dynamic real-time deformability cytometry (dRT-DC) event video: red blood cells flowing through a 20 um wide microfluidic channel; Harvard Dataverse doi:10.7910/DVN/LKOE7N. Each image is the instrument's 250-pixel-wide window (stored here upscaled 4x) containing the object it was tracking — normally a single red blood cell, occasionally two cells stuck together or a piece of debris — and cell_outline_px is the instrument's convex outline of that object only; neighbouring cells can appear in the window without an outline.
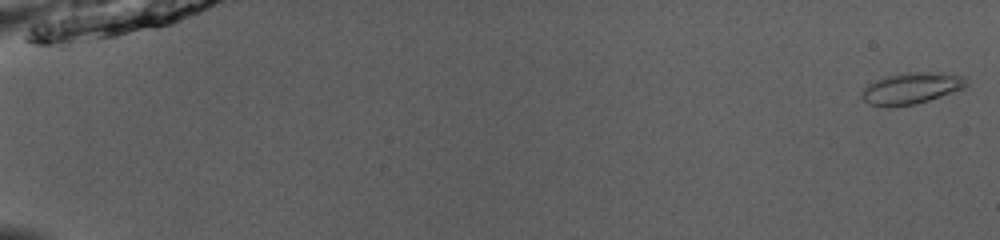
{"species": "common noctule bat (a hibernating species)", "species_latin": "Nyctalus noctula", "temperature_condition": "room temperature", "stored_images_in_passage": 53, "camera_frame_rate_fps": 3000, "um_per_image_px": 0.085, "animal": {"sex": "male", "body_mass_g": 13.0, "forearm_length_mm": 53.1}, "frame": {"image": 1, "passage_image": 1, "time_ms": 0.0, "image_size_px": [1000, 240], "cell_outline_px": [[968, 84], [964, 88], [916, 104], [888, 108], [868, 104], [860, 96], [860, 92], [868, 84], [876, 80], [888, 76], [908, 72], [940, 72], [964, 76], [968, 80]], "centroid_in_image_um": [77.44, 7.51], "position_along_channel_um": 7.6, "area_um2": 19.31}}
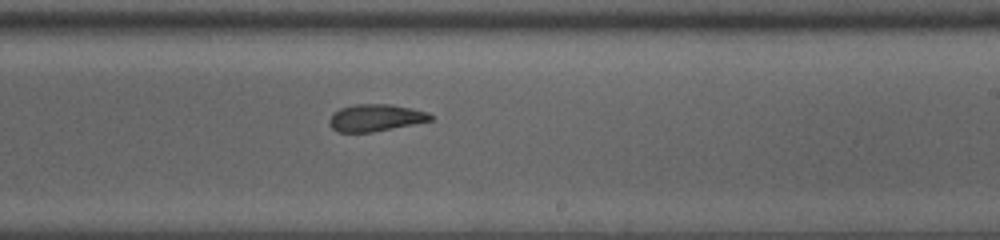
{"frame": {"image": 2, "passage_image": 34, "time_ms": 11.0, "image_size_px": [1000, 240], "cell_outline_px": [[432, 120], [372, 132], [336, 132], [328, 124], [328, 120], [332, 112], [340, 108], [356, 104], [392, 104], [428, 112], [432, 116]], "centroid_in_image_um": [31.86, 10.0], "position_along_channel_um": 257.1, "area_um2": 15.95}}
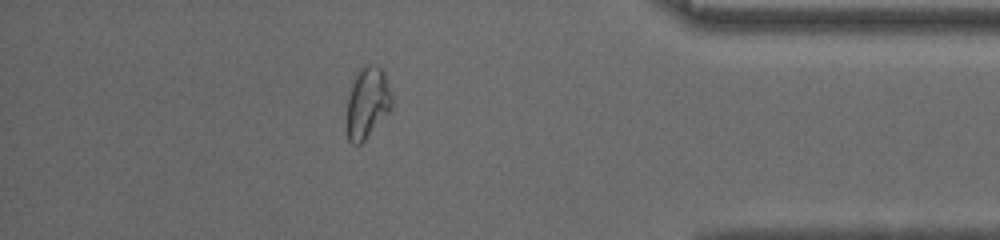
{"frame": {"image": 3, "passage_image": 47, "time_ms": 15.333, "image_size_px": [1000, 240], "cell_outline_px": [[392, 108], [364, 140], [360, 144], [352, 144], [348, 140], [344, 128], [348, 92], [360, 68], [364, 64], [368, 64], [380, 68], [384, 72], [392, 96]], "centroid_in_image_um": [31.17, 8.77], "position_along_channel_um": 404.0, "area_um2": 19.02}, "authors_computed_cell_mechanics": {"area_um2": 17.1666, "velocity_mm_per_s": 3.9529, "shape_relaxation_time_tau1_ms": 5.5335, "shape_relaxation_time_tau2_ms": 2.5235, "deformation_change_tau1": 0.1702, "deformation_change_tau2": 0.0763}}